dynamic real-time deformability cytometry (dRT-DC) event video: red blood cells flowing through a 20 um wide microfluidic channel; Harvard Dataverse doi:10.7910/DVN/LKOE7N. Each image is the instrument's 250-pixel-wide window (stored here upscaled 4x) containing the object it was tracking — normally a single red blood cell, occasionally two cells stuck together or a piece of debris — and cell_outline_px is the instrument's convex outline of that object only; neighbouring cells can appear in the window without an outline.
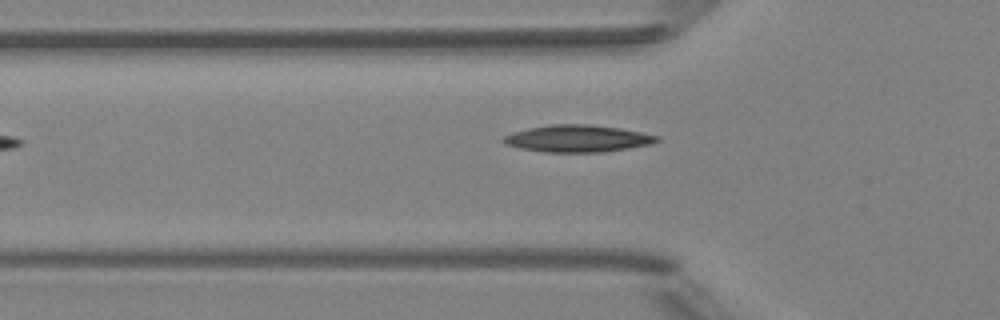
{"species": "Egyptian fruit bat (a non-hibernating species)", "species_latin": "Rousettus aegyptiacus", "temperature_condition": "room temperature", "stored_images_in_passage": 4, "camera_frame_rate_fps": 3000, "um_per_image_px": 0.085, "animal": {"sex": "female"}, "frame": {"image": 1, "passage_image": 2, "time_ms": 1.333, "image_size_px": [1000, 320], "cell_outline_px": [[660, 140], [652, 144], [604, 152], [544, 152], [520, 148], [504, 144], [500, 140], [504, 136], [512, 132], [528, 128], [552, 124], [588, 124], [620, 128], [660, 136]], "centroid_in_image_um": [49.08, 11.77], "position_along_channel_um": 76.7, "area_um2": 24.28}}
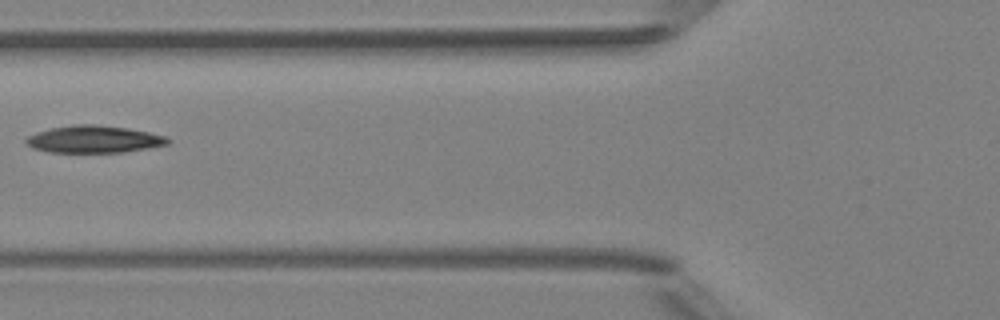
{"frame": {"image": 2, "passage_image": 3, "time_ms": 2.333, "image_size_px": [1000, 320], "cell_outline_px": [[172, 140], [168, 144], [148, 148], [124, 152], [48, 152], [32, 148], [24, 144], [24, 140], [28, 136], [36, 132], [52, 128], [76, 124], [96, 124], [128, 128], [168, 136]], "centroid_in_image_um": [7.98, 11.83], "position_along_channel_um": 117.8, "area_um2": 22.66}}
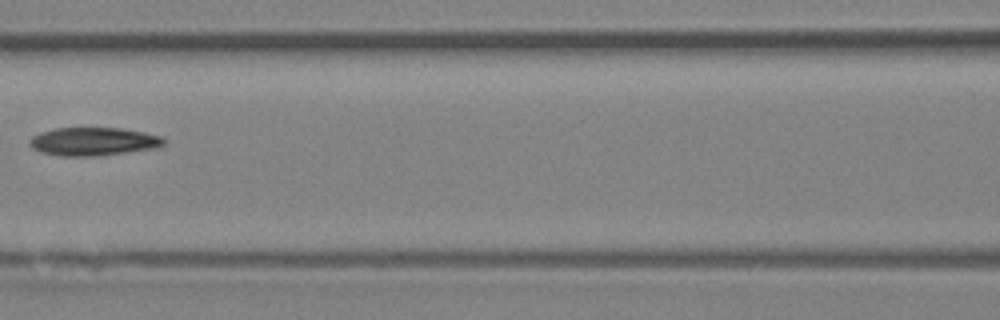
{"frame": {"image": 3, "passage_image": 4, "time_ms": 3.333, "image_size_px": [1000, 320], "cell_outline_px": [[168, 140], [160, 148], [96, 156], [60, 156], [40, 152], [32, 148], [28, 144], [28, 140], [32, 136], [40, 132], [52, 128], [120, 128], [144, 132], [160, 136]], "centroid_in_image_um": [7.94, 12.03], "position_along_channel_um": 158.7, "area_um2": 22.43}}